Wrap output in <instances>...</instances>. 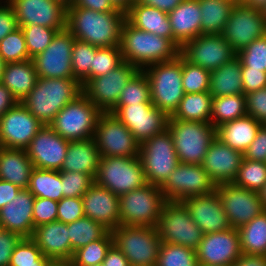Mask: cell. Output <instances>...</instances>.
I'll return each instance as SVG.
<instances>
[{"instance_id": "cell-13", "label": "cell", "mask_w": 266, "mask_h": 266, "mask_svg": "<svg viewBox=\"0 0 266 266\" xmlns=\"http://www.w3.org/2000/svg\"><path fill=\"white\" fill-rule=\"evenodd\" d=\"M216 187L201 164L179 163L160 188L166 201L182 202L188 197L210 194Z\"/></svg>"}, {"instance_id": "cell-43", "label": "cell", "mask_w": 266, "mask_h": 266, "mask_svg": "<svg viewBox=\"0 0 266 266\" xmlns=\"http://www.w3.org/2000/svg\"><path fill=\"white\" fill-rule=\"evenodd\" d=\"M151 102L150 85L146 74L139 70L124 86L115 107Z\"/></svg>"}, {"instance_id": "cell-12", "label": "cell", "mask_w": 266, "mask_h": 266, "mask_svg": "<svg viewBox=\"0 0 266 266\" xmlns=\"http://www.w3.org/2000/svg\"><path fill=\"white\" fill-rule=\"evenodd\" d=\"M100 157H139L140 144L132 132L110 112H102L93 136Z\"/></svg>"}, {"instance_id": "cell-23", "label": "cell", "mask_w": 266, "mask_h": 266, "mask_svg": "<svg viewBox=\"0 0 266 266\" xmlns=\"http://www.w3.org/2000/svg\"><path fill=\"white\" fill-rule=\"evenodd\" d=\"M69 140L62 138L49 125H44L25 149L34 168L60 171Z\"/></svg>"}, {"instance_id": "cell-39", "label": "cell", "mask_w": 266, "mask_h": 266, "mask_svg": "<svg viewBox=\"0 0 266 266\" xmlns=\"http://www.w3.org/2000/svg\"><path fill=\"white\" fill-rule=\"evenodd\" d=\"M27 189L35 197L60 201L64 197L61 171L33 168Z\"/></svg>"}, {"instance_id": "cell-3", "label": "cell", "mask_w": 266, "mask_h": 266, "mask_svg": "<svg viewBox=\"0 0 266 266\" xmlns=\"http://www.w3.org/2000/svg\"><path fill=\"white\" fill-rule=\"evenodd\" d=\"M119 47L123 61L139 70L173 60L180 54V49L170 39L136 29L127 20L121 28Z\"/></svg>"}, {"instance_id": "cell-50", "label": "cell", "mask_w": 266, "mask_h": 266, "mask_svg": "<svg viewBox=\"0 0 266 266\" xmlns=\"http://www.w3.org/2000/svg\"><path fill=\"white\" fill-rule=\"evenodd\" d=\"M119 46L98 47L90 65V79L106 75L123 63Z\"/></svg>"}, {"instance_id": "cell-26", "label": "cell", "mask_w": 266, "mask_h": 266, "mask_svg": "<svg viewBox=\"0 0 266 266\" xmlns=\"http://www.w3.org/2000/svg\"><path fill=\"white\" fill-rule=\"evenodd\" d=\"M81 198L85 217L100 223L109 231L121 225L118 195L94 182Z\"/></svg>"}, {"instance_id": "cell-74", "label": "cell", "mask_w": 266, "mask_h": 266, "mask_svg": "<svg viewBox=\"0 0 266 266\" xmlns=\"http://www.w3.org/2000/svg\"><path fill=\"white\" fill-rule=\"evenodd\" d=\"M226 1H228V2H230V3H233V4H238V0H226Z\"/></svg>"}, {"instance_id": "cell-62", "label": "cell", "mask_w": 266, "mask_h": 266, "mask_svg": "<svg viewBox=\"0 0 266 266\" xmlns=\"http://www.w3.org/2000/svg\"><path fill=\"white\" fill-rule=\"evenodd\" d=\"M20 190L17 185L0 180V209L11 202Z\"/></svg>"}, {"instance_id": "cell-32", "label": "cell", "mask_w": 266, "mask_h": 266, "mask_svg": "<svg viewBox=\"0 0 266 266\" xmlns=\"http://www.w3.org/2000/svg\"><path fill=\"white\" fill-rule=\"evenodd\" d=\"M33 168L26 150L0 147V180L27 189Z\"/></svg>"}, {"instance_id": "cell-25", "label": "cell", "mask_w": 266, "mask_h": 266, "mask_svg": "<svg viewBox=\"0 0 266 266\" xmlns=\"http://www.w3.org/2000/svg\"><path fill=\"white\" fill-rule=\"evenodd\" d=\"M243 158V153L232 149L218 138H215L210 144L201 165L218 186L219 184L235 181Z\"/></svg>"}, {"instance_id": "cell-7", "label": "cell", "mask_w": 266, "mask_h": 266, "mask_svg": "<svg viewBox=\"0 0 266 266\" xmlns=\"http://www.w3.org/2000/svg\"><path fill=\"white\" fill-rule=\"evenodd\" d=\"M111 233L130 266H156L162 242L155 227L120 225Z\"/></svg>"}, {"instance_id": "cell-64", "label": "cell", "mask_w": 266, "mask_h": 266, "mask_svg": "<svg viewBox=\"0 0 266 266\" xmlns=\"http://www.w3.org/2000/svg\"><path fill=\"white\" fill-rule=\"evenodd\" d=\"M18 101L13 97L8 90L0 82V117H2L9 109H11Z\"/></svg>"}, {"instance_id": "cell-61", "label": "cell", "mask_w": 266, "mask_h": 266, "mask_svg": "<svg viewBox=\"0 0 266 266\" xmlns=\"http://www.w3.org/2000/svg\"><path fill=\"white\" fill-rule=\"evenodd\" d=\"M75 5L97 12H123L116 9L109 0H76Z\"/></svg>"}, {"instance_id": "cell-4", "label": "cell", "mask_w": 266, "mask_h": 266, "mask_svg": "<svg viewBox=\"0 0 266 266\" xmlns=\"http://www.w3.org/2000/svg\"><path fill=\"white\" fill-rule=\"evenodd\" d=\"M147 76L151 102L171 117L185 95L182 82V55L175 59L155 63L143 69Z\"/></svg>"}, {"instance_id": "cell-21", "label": "cell", "mask_w": 266, "mask_h": 266, "mask_svg": "<svg viewBox=\"0 0 266 266\" xmlns=\"http://www.w3.org/2000/svg\"><path fill=\"white\" fill-rule=\"evenodd\" d=\"M12 6L18 26L39 25L66 29L67 8L55 0H7Z\"/></svg>"}, {"instance_id": "cell-52", "label": "cell", "mask_w": 266, "mask_h": 266, "mask_svg": "<svg viewBox=\"0 0 266 266\" xmlns=\"http://www.w3.org/2000/svg\"><path fill=\"white\" fill-rule=\"evenodd\" d=\"M236 57L243 66L266 72V35L253 40Z\"/></svg>"}, {"instance_id": "cell-11", "label": "cell", "mask_w": 266, "mask_h": 266, "mask_svg": "<svg viewBox=\"0 0 266 266\" xmlns=\"http://www.w3.org/2000/svg\"><path fill=\"white\" fill-rule=\"evenodd\" d=\"M161 242L196 250L203 233L182 202L167 201L156 226Z\"/></svg>"}, {"instance_id": "cell-65", "label": "cell", "mask_w": 266, "mask_h": 266, "mask_svg": "<svg viewBox=\"0 0 266 266\" xmlns=\"http://www.w3.org/2000/svg\"><path fill=\"white\" fill-rule=\"evenodd\" d=\"M232 266H266V256L242 253Z\"/></svg>"}, {"instance_id": "cell-71", "label": "cell", "mask_w": 266, "mask_h": 266, "mask_svg": "<svg viewBox=\"0 0 266 266\" xmlns=\"http://www.w3.org/2000/svg\"><path fill=\"white\" fill-rule=\"evenodd\" d=\"M61 3L64 7L69 8L75 4L76 0H55Z\"/></svg>"}, {"instance_id": "cell-37", "label": "cell", "mask_w": 266, "mask_h": 266, "mask_svg": "<svg viewBox=\"0 0 266 266\" xmlns=\"http://www.w3.org/2000/svg\"><path fill=\"white\" fill-rule=\"evenodd\" d=\"M212 99L209 91L185 94L171 118L211 123Z\"/></svg>"}, {"instance_id": "cell-69", "label": "cell", "mask_w": 266, "mask_h": 266, "mask_svg": "<svg viewBox=\"0 0 266 266\" xmlns=\"http://www.w3.org/2000/svg\"><path fill=\"white\" fill-rule=\"evenodd\" d=\"M47 266H75L71 260L50 261Z\"/></svg>"}, {"instance_id": "cell-34", "label": "cell", "mask_w": 266, "mask_h": 266, "mask_svg": "<svg viewBox=\"0 0 266 266\" xmlns=\"http://www.w3.org/2000/svg\"><path fill=\"white\" fill-rule=\"evenodd\" d=\"M38 79L33 60L6 63L1 83L21 102L34 88Z\"/></svg>"}, {"instance_id": "cell-28", "label": "cell", "mask_w": 266, "mask_h": 266, "mask_svg": "<svg viewBox=\"0 0 266 266\" xmlns=\"http://www.w3.org/2000/svg\"><path fill=\"white\" fill-rule=\"evenodd\" d=\"M31 239L50 261L72 258L69 229L63 222L54 221L36 227Z\"/></svg>"}, {"instance_id": "cell-33", "label": "cell", "mask_w": 266, "mask_h": 266, "mask_svg": "<svg viewBox=\"0 0 266 266\" xmlns=\"http://www.w3.org/2000/svg\"><path fill=\"white\" fill-rule=\"evenodd\" d=\"M261 126L252 116L245 115L217 127L216 138L232 149L244 153Z\"/></svg>"}, {"instance_id": "cell-42", "label": "cell", "mask_w": 266, "mask_h": 266, "mask_svg": "<svg viewBox=\"0 0 266 266\" xmlns=\"http://www.w3.org/2000/svg\"><path fill=\"white\" fill-rule=\"evenodd\" d=\"M113 245V236L108 231L102 238L92 241L74 251L71 258L75 266H94L103 263L106 254Z\"/></svg>"}, {"instance_id": "cell-20", "label": "cell", "mask_w": 266, "mask_h": 266, "mask_svg": "<svg viewBox=\"0 0 266 266\" xmlns=\"http://www.w3.org/2000/svg\"><path fill=\"white\" fill-rule=\"evenodd\" d=\"M216 192L232 228L238 229L264 211L256 191L234 183H223L216 187Z\"/></svg>"}, {"instance_id": "cell-1", "label": "cell", "mask_w": 266, "mask_h": 266, "mask_svg": "<svg viewBox=\"0 0 266 266\" xmlns=\"http://www.w3.org/2000/svg\"><path fill=\"white\" fill-rule=\"evenodd\" d=\"M126 12H97L77 7L67 8L66 29L75 39L97 47L119 46Z\"/></svg>"}, {"instance_id": "cell-29", "label": "cell", "mask_w": 266, "mask_h": 266, "mask_svg": "<svg viewBox=\"0 0 266 266\" xmlns=\"http://www.w3.org/2000/svg\"><path fill=\"white\" fill-rule=\"evenodd\" d=\"M201 16L199 0H183L168 13L173 43L179 49L201 34Z\"/></svg>"}, {"instance_id": "cell-6", "label": "cell", "mask_w": 266, "mask_h": 266, "mask_svg": "<svg viewBox=\"0 0 266 266\" xmlns=\"http://www.w3.org/2000/svg\"><path fill=\"white\" fill-rule=\"evenodd\" d=\"M166 202L160 186L150 183L120 195L121 225L156 228Z\"/></svg>"}, {"instance_id": "cell-36", "label": "cell", "mask_w": 266, "mask_h": 266, "mask_svg": "<svg viewBox=\"0 0 266 266\" xmlns=\"http://www.w3.org/2000/svg\"><path fill=\"white\" fill-rule=\"evenodd\" d=\"M201 34H221L235 7L226 0H199Z\"/></svg>"}, {"instance_id": "cell-18", "label": "cell", "mask_w": 266, "mask_h": 266, "mask_svg": "<svg viewBox=\"0 0 266 266\" xmlns=\"http://www.w3.org/2000/svg\"><path fill=\"white\" fill-rule=\"evenodd\" d=\"M74 41L67 29L56 33L49 46L32 58L38 78H74L71 64Z\"/></svg>"}, {"instance_id": "cell-48", "label": "cell", "mask_w": 266, "mask_h": 266, "mask_svg": "<svg viewBox=\"0 0 266 266\" xmlns=\"http://www.w3.org/2000/svg\"><path fill=\"white\" fill-rule=\"evenodd\" d=\"M210 72L207 69L190 63L182 56V82L185 94L208 91Z\"/></svg>"}, {"instance_id": "cell-72", "label": "cell", "mask_w": 266, "mask_h": 266, "mask_svg": "<svg viewBox=\"0 0 266 266\" xmlns=\"http://www.w3.org/2000/svg\"><path fill=\"white\" fill-rule=\"evenodd\" d=\"M6 62L0 57V82L2 79L3 70L5 68Z\"/></svg>"}, {"instance_id": "cell-16", "label": "cell", "mask_w": 266, "mask_h": 266, "mask_svg": "<svg viewBox=\"0 0 266 266\" xmlns=\"http://www.w3.org/2000/svg\"><path fill=\"white\" fill-rule=\"evenodd\" d=\"M221 35L238 53L253 40L266 35V20L261 11L238 3L233 8Z\"/></svg>"}, {"instance_id": "cell-14", "label": "cell", "mask_w": 266, "mask_h": 266, "mask_svg": "<svg viewBox=\"0 0 266 266\" xmlns=\"http://www.w3.org/2000/svg\"><path fill=\"white\" fill-rule=\"evenodd\" d=\"M138 71L136 66L124 61L106 75L88 80L82 86L83 94L101 112H110L117 105L124 86Z\"/></svg>"}, {"instance_id": "cell-57", "label": "cell", "mask_w": 266, "mask_h": 266, "mask_svg": "<svg viewBox=\"0 0 266 266\" xmlns=\"http://www.w3.org/2000/svg\"><path fill=\"white\" fill-rule=\"evenodd\" d=\"M243 94L247 95L266 87V72L245 67L241 64Z\"/></svg>"}, {"instance_id": "cell-54", "label": "cell", "mask_w": 266, "mask_h": 266, "mask_svg": "<svg viewBox=\"0 0 266 266\" xmlns=\"http://www.w3.org/2000/svg\"><path fill=\"white\" fill-rule=\"evenodd\" d=\"M83 217L84 210L81 197H63L58 201L57 221L68 224Z\"/></svg>"}, {"instance_id": "cell-51", "label": "cell", "mask_w": 266, "mask_h": 266, "mask_svg": "<svg viewBox=\"0 0 266 266\" xmlns=\"http://www.w3.org/2000/svg\"><path fill=\"white\" fill-rule=\"evenodd\" d=\"M21 29L24 33L28 54L31 59L42 53L58 32L56 29L39 25L21 26Z\"/></svg>"}, {"instance_id": "cell-47", "label": "cell", "mask_w": 266, "mask_h": 266, "mask_svg": "<svg viewBox=\"0 0 266 266\" xmlns=\"http://www.w3.org/2000/svg\"><path fill=\"white\" fill-rule=\"evenodd\" d=\"M49 262L31 238H22L13 250L9 266H47Z\"/></svg>"}, {"instance_id": "cell-49", "label": "cell", "mask_w": 266, "mask_h": 266, "mask_svg": "<svg viewBox=\"0 0 266 266\" xmlns=\"http://www.w3.org/2000/svg\"><path fill=\"white\" fill-rule=\"evenodd\" d=\"M0 57L6 62L30 60L25 36L21 27L9 33L0 41Z\"/></svg>"}, {"instance_id": "cell-45", "label": "cell", "mask_w": 266, "mask_h": 266, "mask_svg": "<svg viewBox=\"0 0 266 266\" xmlns=\"http://www.w3.org/2000/svg\"><path fill=\"white\" fill-rule=\"evenodd\" d=\"M156 266H199L196 250L162 242Z\"/></svg>"}, {"instance_id": "cell-63", "label": "cell", "mask_w": 266, "mask_h": 266, "mask_svg": "<svg viewBox=\"0 0 266 266\" xmlns=\"http://www.w3.org/2000/svg\"><path fill=\"white\" fill-rule=\"evenodd\" d=\"M104 266H130L128 259L122 252L113 244L108 250L103 261Z\"/></svg>"}, {"instance_id": "cell-66", "label": "cell", "mask_w": 266, "mask_h": 266, "mask_svg": "<svg viewBox=\"0 0 266 266\" xmlns=\"http://www.w3.org/2000/svg\"><path fill=\"white\" fill-rule=\"evenodd\" d=\"M182 1L183 0H135V2L153 6L167 13L171 12Z\"/></svg>"}, {"instance_id": "cell-38", "label": "cell", "mask_w": 266, "mask_h": 266, "mask_svg": "<svg viewBox=\"0 0 266 266\" xmlns=\"http://www.w3.org/2000/svg\"><path fill=\"white\" fill-rule=\"evenodd\" d=\"M243 254L266 256V211L238 228Z\"/></svg>"}, {"instance_id": "cell-15", "label": "cell", "mask_w": 266, "mask_h": 266, "mask_svg": "<svg viewBox=\"0 0 266 266\" xmlns=\"http://www.w3.org/2000/svg\"><path fill=\"white\" fill-rule=\"evenodd\" d=\"M110 113L132 132L139 144L168 128L169 116L152 103L114 107Z\"/></svg>"}, {"instance_id": "cell-24", "label": "cell", "mask_w": 266, "mask_h": 266, "mask_svg": "<svg viewBox=\"0 0 266 266\" xmlns=\"http://www.w3.org/2000/svg\"><path fill=\"white\" fill-rule=\"evenodd\" d=\"M182 203L203 234L232 228L216 191L206 195L188 197Z\"/></svg>"}, {"instance_id": "cell-22", "label": "cell", "mask_w": 266, "mask_h": 266, "mask_svg": "<svg viewBox=\"0 0 266 266\" xmlns=\"http://www.w3.org/2000/svg\"><path fill=\"white\" fill-rule=\"evenodd\" d=\"M242 254L238 229L203 234L196 249L199 266H232Z\"/></svg>"}, {"instance_id": "cell-44", "label": "cell", "mask_w": 266, "mask_h": 266, "mask_svg": "<svg viewBox=\"0 0 266 266\" xmlns=\"http://www.w3.org/2000/svg\"><path fill=\"white\" fill-rule=\"evenodd\" d=\"M97 48V46L78 39L74 41L71 56L73 77L78 80L82 86L90 80V65H92Z\"/></svg>"}, {"instance_id": "cell-70", "label": "cell", "mask_w": 266, "mask_h": 266, "mask_svg": "<svg viewBox=\"0 0 266 266\" xmlns=\"http://www.w3.org/2000/svg\"><path fill=\"white\" fill-rule=\"evenodd\" d=\"M258 194L262 207L264 211H266V183L264 184L263 188L260 191H258Z\"/></svg>"}, {"instance_id": "cell-5", "label": "cell", "mask_w": 266, "mask_h": 266, "mask_svg": "<svg viewBox=\"0 0 266 266\" xmlns=\"http://www.w3.org/2000/svg\"><path fill=\"white\" fill-rule=\"evenodd\" d=\"M168 130L180 163L201 164L210 144L216 138V128L207 122L169 117Z\"/></svg>"}, {"instance_id": "cell-46", "label": "cell", "mask_w": 266, "mask_h": 266, "mask_svg": "<svg viewBox=\"0 0 266 266\" xmlns=\"http://www.w3.org/2000/svg\"><path fill=\"white\" fill-rule=\"evenodd\" d=\"M233 183L248 190L260 191L266 183V162L243 158Z\"/></svg>"}, {"instance_id": "cell-56", "label": "cell", "mask_w": 266, "mask_h": 266, "mask_svg": "<svg viewBox=\"0 0 266 266\" xmlns=\"http://www.w3.org/2000/svg\"><path fill=\"white\" fill-rule=\"evenodd\" d=\"M245 96L247 115L266 126V87Z\"/></svg>"}, {"instance_id": "cell-8", "label": "cell", "mask_w": 266, "mask_h": 266, "mask_svg": "<svg viewBox=\"0 0 266 266\" xmlns=\"http://www.w3.org/2000/svg\"><path fill=\"white\" fill-rule=\"evenodd\" d=\"M101 113L82 93L58 112L49 126L69 141L90 139Z\"/></svg>"}, {"instance_id": "cell-53", "label": "cell", "mask_w": 266, "mask_h": 266, "mask_svg": "<svg viewBox=\"0 0 266 266\" xmlns=\"http://www.w3.org/2000/svg\"><path fill=\"white\" fill-rule=\"evenodd\" d=\"M62 191L64 197H82L95 180L81 172L61 171Z\"/></svg>"}, {"instance_id": "cell-60", "label": "cell", "mask_w": 266, "mask_h": 266, "mask_svg": "<svg viewBox=\"0 0 266 266\" xmlns=\"http://www.w3.org/2000/svg\"><path fill=\"white\" fill-rule=\"evenodd\" d=\"M19 28L14 10L7 0H0V41Z\"/></svg>"}, {"instance_id": "cell-59", "label": "cell", "mask_w": 266, "mask_h": 266, "mask_svg": "<svg viewBox=\"0 0 266 266\" xmlns=\"http://www.w3.org/2000/svg\"><path fill=\"white\" fill-rule=\"evenodd\" d=\"M21 239L18 234L0 228V266H9L13 250Z\"/></svg>"}, {"instance_id": "cell-10", "label": "cell", "mask_w": 266, "mask_h": 266, "mask_svg": "<svg viewBox=\"0 0 266 266\" xmlns=\"http://www.w3.org/2000/svg\"><path fill=\"white\" fill-rule=\"evenodd\" d=\"M95 183L120 196L147 181L139 157H100Z\"/></svg>"}, {"instance_id": "cell-68", "label": "cell", "mask_w": 266, "mask_h": 266, "mask_svg": "<svg viewBox=\"0 0 266 266\" xmlns=\"http://www.w3.org/2000/svg\"><path fill=\"white\" fill-rule=\"evenodd\" d=\"M246 4L254 9L262 11V9L266 6V0H248Z\"/></svg>"}, {"instance_id": "cell-9", "label": "cell", "mask_w": 266, "mask_h": 266, "mask_svg": "<svg viewBox=\"0 0 266 266\" xmlns=\"http://www.w3.org/2000/svg\"><path fill=\"white\" fill-rule=\"evenodd\" d=\"M139 158L147 183L161 187L180 163L168 128L140 144Z\"/></svg>"}, {"instance_id": "cell-2", "label": "cell", "mask_w": 266, "mask_h": 266, "mask_svg": "<svg viewBox=\"0 0 266 266\" xmlns=\"http://www.w3.org/2000/svg\"><path fill=\"white\" fill-rule=\"evenodd\" d=\"M82 93V84L74 78H38L21 103L43 125H49L58 112Z\"/></svg>"}, {"instance_id": "cell-58", "label": "cell", "mask_w": 266, "mask_h": 266, "mask_svg": "<svg viewBox=\"0 0 266 266\" xmlns=\"http://www.w3.org/2000/svg\"><path fill=\"white\" fill-rule=\"evenodd\" d=\"M244 159L266 162V126L262 125L255 139L243 153Z\"/></svg>"}, {"instance_id": "cell-30", "label": "cell", "mask_w": 266, "mask_h": 266, "mask_svg": "<svg viewBox=\"0 0 266 266\" xmlns=\"http://www.w3.org/2000/svg\"><path fill=\"white\" fill-rule=\"evenodd\" d=\"M100 154L94 138L69 141L63 166L60 171L81 172L94 180L98 173Z\"/></svg>"}, {"instance_id": "cell-76", "label": "cell", "mask_w": 266, "mask_h": 266, "mask_svg": "<svg viewBox=\"0 0 266 266\" xmlns=\"http://www.w3.org/2000/svg\"><path fill=\"white\" fill-rule=\"evenodd\" d=\"M94 266H104V265H103V263H101V264H96Z\"/></svg>"}, {"instance_id": "cell-55", "label": "cell", "mask_w": 266, "mask_h": 266, "mask_svg": "<svg viewBox=\"0 0 266 266\" xmlns=\"http://www.w3.org/2000/svg\"><path fill=\"white\" fill-rule=\"evenodd\" d=\"M58 201L35 197L33 204L34 229L40 225L57 221Z\"/></svg>"}, {"instance_id": "cell-35", "label": "cell", "mask_w": 266, "mask_h": 266, "mask_svg": "<svg viewBox=\"0 0 266 266\" xmlns=\"http://www.w3.org/2000/svg\"><path fill=\"white\" fill-rule=\"evenodd\" d=\"M209 93L213 97L243 94L241 61H232L210 72Z\"/></svg>"}, {"instance_id": "cell-41", "label": "cell", "mask_w": 266, "mask_h": 266, "mask_svg": "<svg viewBox=\"0 0 266 266\" xmlns=\"http://www.w3.org/2000/svg\"><path fill=\"white\" fill-rule=\"evenodd\" d=\"M67 226L69 229L72 256L74 251L86 246L92 241L102 238L109 231L100 223L85 216L72 223H68Z\"/></svg>"}, {"instance_id": "cell-31", "label": "cell", "mask_w": 266, "mask_h": 266, "mask_svg": "<svg viewBox=\"0 0 266 266\" xmlns=\"http://www.w3.org/2000/svg\"><path fill=\"white\" fill-rule=\"evenodd\" d=\"M126 20L136 29L168 38L173 42V32L167 12L134 2L126 12Z\"/></svg>"}, {"instance_id": "cell-40", "label": "cell", "mask_w": 266, "mask_h": 266, "mask_svg": "<svg viewBox=\"0 0 266 266\" xmlns=\"http://www.w3.org/2000/svg\"><path fill=\"white\" fill-rule=\"evenodd\" d=\"M245 115H247V112L246 96L244 94L213 97L211 124L215 128Z\"/></svg>"}, {"instance_id": "cell-75", "label": "cell", "mask_w": 266, "mask_h": 266, "mask_svg": "<svg viewBox=\"0 0 266 266\" xmlns=\"http://www.w3.org/2000/svg\"><path fill=\"white\" fill-rule=\"evenodd\" d=\"M248 0H238V3H246Z\"/></svg>"}, {"instance_id": "cell-27", "label": "cell", "mask_w": 266, "mask_h": 266, "mask_svg": "<svg viewBox=\"0 0 266 266\" xmlns=\"http://www.w3.org/2000/svg\"><path fill=\"white\" fill-rule=\"evenodd\" d=\"M35 196L21 189L11 202L0 209V226L22 238H31L34 232L33 204Z\"/></svg>"}, {"instance_id": "cell-67", "label": "cell", "mask_w": 266, "mask_h": 266, "mask_svg": "<svg viewBox=\"0 0 266 266\" xmlns=\"http://www.w3.org/2000/svg\"><path fill=\"white\" fill-rule=\"evenodd\" d=\"M109 1L113 4V6L116 9L122 10L123 12H127L135 2V0H109Z\"/></svg>"}, {"instance_id": "cell-17", "label": "cell", "mask_w": 266, "mask_h": 266, "mask_svg": "<svg viewBox=\"0 0 266 266\" xmlns=\"http://www.w3.org/2000/svg\"><path fill=\"white\" fill-rule=\"evenodd\" d=\"M180 54L190 63L213 71L232 61L237 53L221 34H200L186 42Z\"/></svg>"}, {"instance_id": "cell-73", "label": "cell", "mask_w": 266, "mask_h": 266, "mask_svg": "<svg viewBox=\"0 0 266 266\" xmlns=\"http://www.w3.org/2000/svg\"><path fill=\"white\" fill-rule=\"evenodd\" d=\"M261 13H262V16H263V17L265 18V20H266V6L262 9Z\"/></svg>"}, {"instance_id": "cell-19", "label": "cell", "mask_w": 266, "mask_h": 266, "mask_svg": "<svg viewBox=\"0 0 266 266\" xmlns=\"http://www.w3.org/2000/svg\"><path fill=\"white\" fill-rule=\"evenodd\" d=\"M44 125L17 102L0 117V147L26 149Z\"/></svg>"}]
</instances>
